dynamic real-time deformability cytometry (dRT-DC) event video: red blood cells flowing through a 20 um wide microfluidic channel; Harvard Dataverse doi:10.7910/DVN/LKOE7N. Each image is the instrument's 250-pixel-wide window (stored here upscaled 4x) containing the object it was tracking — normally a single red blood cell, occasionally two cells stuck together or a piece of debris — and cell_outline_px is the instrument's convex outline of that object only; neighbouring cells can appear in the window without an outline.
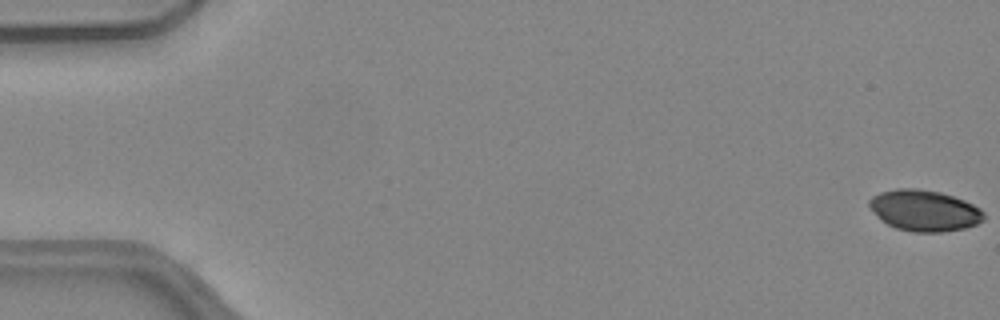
{"species": "common noctule bat (a hibernating species)", "species_latin": "Nyctalus noctula", "temperature_condition": "warm", "stored_images_in_passage": 52, "camera_frame_rate_fps": 3000, "um_per_image_px": 0.085, "animal": {"sex": "female", "body_mass_g": 24.6, "forearm_length_mm": 56.2}, "frame": {"image": 1, "passage_image": 1, "time_ms": 0.0, "image_size_px": [1000, 320], "cell_outline_px": [[984, 220], [976, 224], [964, 228], [940, 232], [912, 232], [896, 228], [880, 220], [876, 216], [868, 204], [868, 200], [872, 196], [880, 192], [896, 188], [916, 188], [940, 192], [964, 200], [980, 208], [984, 212]], "centroid_in_image_um": [78.54, 17.89], "position_along_channel_um": 6.5, "area_um2": 27.51}}
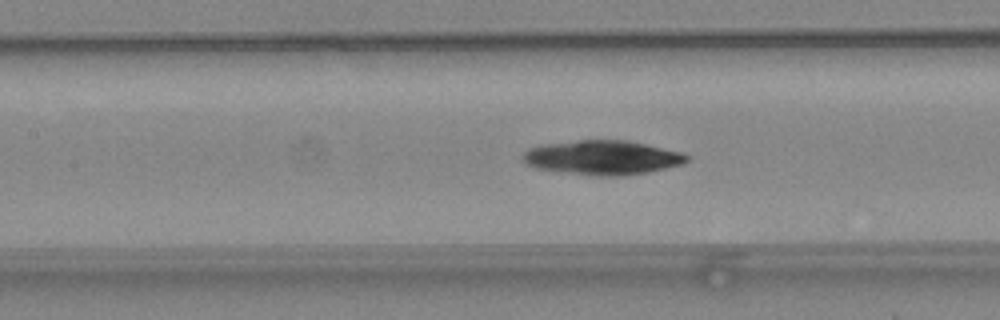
{"frame": {"image": 2, "passage_image": 24, "time_ms": 7.667, "image_size_px": [1000, 320], "cell_outline_px": [[688, 160], [684, 164], [648, 172], [624, 176], [596, 176], [536, 168], [524, 164], [520, 160], [520, 156], [528, 148], [540, 144], [580, 140], [628, 140], [680, 152], [688, 156]], "centroid_in_image_um": [51.15, 13.39], "position_along_channel_um": 156.3, "area_um2": 33.0}}
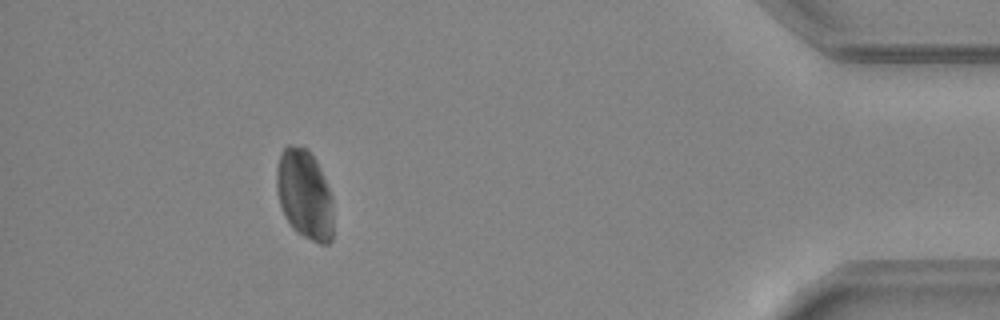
{"frame": {"image": 3, "passage_image": 47, "time_ms": 15.333, "image_size_px": [1000, 320], "cell_outline_px": [[332, 240], [328, 244], [320, 244], [296, 232], [292, 228], [284, 216], [280, 208], [276, 192], [276, 168], [280, 152], [288, 144], [292, 144], [308, 148], [316, 160], [324, 176], [332, 196]], "centroid_in_image_um": [25.86, 16.5], "position_along_channel_um": 409.3, "area_um2": 30.17}}